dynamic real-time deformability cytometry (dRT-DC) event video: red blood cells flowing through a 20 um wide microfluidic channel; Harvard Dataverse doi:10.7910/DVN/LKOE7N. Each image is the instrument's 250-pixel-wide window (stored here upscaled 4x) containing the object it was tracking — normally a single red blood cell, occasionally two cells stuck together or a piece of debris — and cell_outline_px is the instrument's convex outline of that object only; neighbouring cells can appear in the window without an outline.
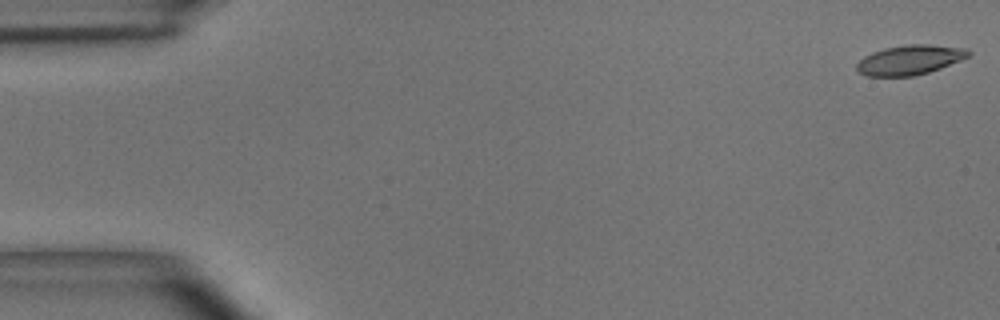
{"species": "common noctule bat (a hibernating species)", "species_latin": "Nyctalus noctula", "temperature_condition": "room temperature", "stored_images_in_passage": 55, "camera_frame_rate_fps": 3000, "um_per_image_px": 0.085, "animal": {"sex": "male", "body_mass_g": 15.6}, "frame": {"image": 1, "passage_image": 1, "time_ms": 0.0, "image_size_px": [1000, 320], "cell_outline_px": [[972, 56], [940, 68], [928, 72], [912, 76], [868, 76], [860, 72], [856, 68], [856, 64], [864, 56], [872, 52], [884, 48], [908, 44], [928, 44], [968, 48], [972, 52]], "centroid_in_image_um": [77.38, 5.08], "position_along_channel_um": 7.6, "area_um2": 19.42}}
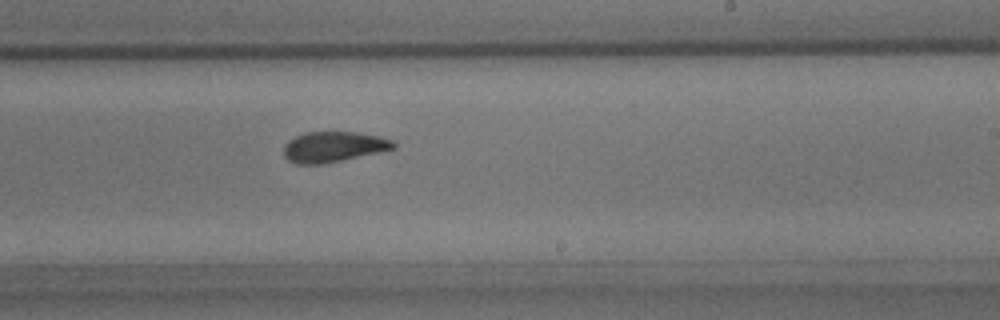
{"frame": {"image": 2, "passage_image": 33, "time_ms": 10.667, "image_size_px": [1000, 320], "cell_outline_px": [[396, 148], [324, 164], [296, 164], [288, 160], [284, 156], [284, 144], [288, 140], [304, 132], [356, 132], [376, 136], [392, 140], [396, 144]], "centroid_in_image_um": [28.3, 12.48], "position_along_channel_um": 260.7, "area_um2": 19.42}}
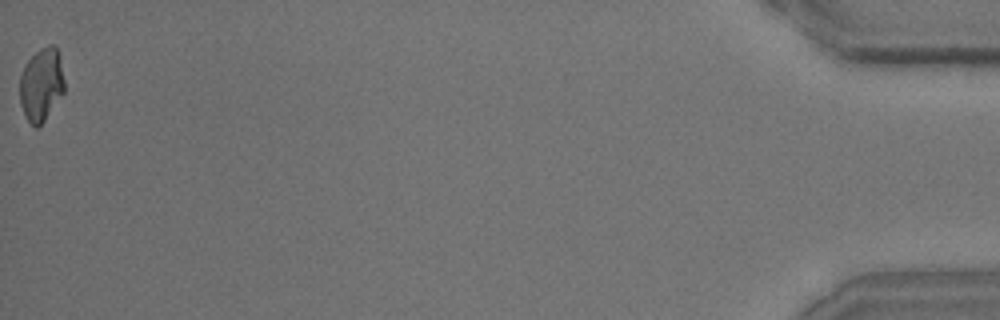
{"frame": {"image": 3, "passage_image": 55, "time_ms": 18.0, "image_size_px": [1000, 320], "cell_outline_px": [[64, 92], [44, 120], [36, 128], [28, 120], [20, 104], [20, 76], [24, 64], [40, 48], [48, 44], [52, 44], [56, 48], [64, 80]], "centroid_in_image_um": [3.5, 7.17], "position_along_channel_um": 431.7, "area_um2": 18.67}, "authors_computed_cell_mechanics": {"area_um2": 20.0566, "velocity_mm_per_s": 3.6348, "shape_relaxation_time_tau1_ms": 4.4679, "shape_relaxation_time_tau2_ms": 2.165, "deformation_change_tau1": 0.1536, "deformation_change_tau2": 0.0906}}